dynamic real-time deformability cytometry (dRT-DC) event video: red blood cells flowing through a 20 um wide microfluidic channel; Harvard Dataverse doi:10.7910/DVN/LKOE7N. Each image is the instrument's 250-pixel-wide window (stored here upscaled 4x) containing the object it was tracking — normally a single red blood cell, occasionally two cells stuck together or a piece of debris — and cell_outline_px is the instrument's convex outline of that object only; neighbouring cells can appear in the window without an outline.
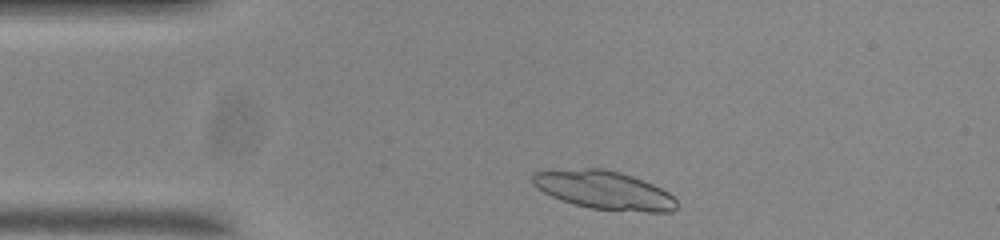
{"species": "common noctule bat (a hibernating species)", "species_latin": "Nyctalus noctula", "temperature_condition": "room temperature", "stored_images_in_passage": 46, "camera_frame_rate_fps": 3000, "um_per_image_px": 0.085, "animal": {"sex": "male", "body_mass_g": 20.0, "forearm_length_mm": 53.3}, "frame": {"image": 1, "passage_image": 2, "time_ms": 0.333, "image_size_px": [1000, 240], "cell_outline_px": [[676, 208], [672, 212], [648, 212], [592, 208], [560, 200], [536, 188], [532, 184], [532, 172], [584, 168], [604, 168], [620, 172], [632, 176], [652, 184], [668, 192], [676, 200]], "centroid_in_image_um": [51.33, 16.15], "position_along_channel_um": 33.7, "area_um2": 32.02}}
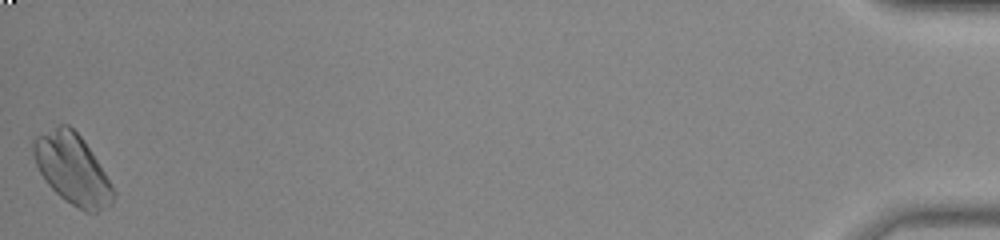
{"frame": {"image": 2, "passage_image": 46, "time_ms": 15.0, "image_size_px": [1000, 240], "cell_outline_px": [[116, 196], [112, 204], [96, 212], [84, 212], [64, 200], [48, 184], [40, 172], [36, 164], [32, 152], [32, 140], [36, 136], [60, 124], [68, 124], [84, 140], [104, 172], [116, 192]], "centroid_in_image_um": [6.15, 14.38], "position_along_channel_um": 429.1, "area_um2": 32.6}}